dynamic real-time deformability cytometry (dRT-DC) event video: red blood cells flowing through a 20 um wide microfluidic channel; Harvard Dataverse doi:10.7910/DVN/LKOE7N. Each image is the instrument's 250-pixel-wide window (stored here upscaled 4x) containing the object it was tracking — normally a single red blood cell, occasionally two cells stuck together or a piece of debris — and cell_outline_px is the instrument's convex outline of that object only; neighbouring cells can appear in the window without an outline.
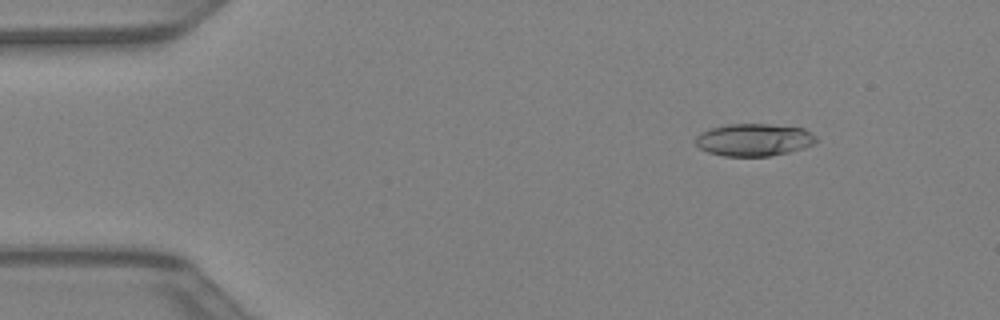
{"species": "Egyptian fruit bat (a non-hibernating species)", "species_latin": "Rousettus aegyptiacus", "temperature_condition": "warm", "stored_images_in_passage": 43, "camera_frame_rate_fps": 3000, "um_per_image_px": 0.085, "animal": {"sex": "female"}, "frame": {"image": 1, "passage_image": 6, "time_ms": 1.667, "image_size_px": [1000, 320], "cell_outline_px": [[816, 140], [812, 144], [804, 148], [788, 152], [768, 156], [724, 156], [708, 152], [700, 148], [696, 144], [696, 136], [712, 128], [728, 124], [768, 124], [804, 128], [812, 132], [816, 136]], "centroid_in_image_um": [64.11, 11.88], "position_along_channel_um": 20.9, "area_um2": 22.6}}
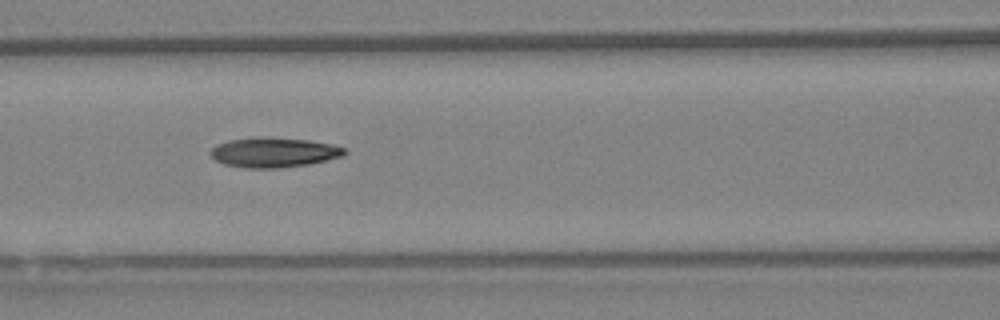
{"frame": {"image": 2, "passage_image": 19, "time_ms": 6.0, "image_size_px": [1000, 320], "cell_outline_px": [[348, 152], [344, 156], [308, 164], [280, 168], [244, 168], [224, 164], [216, 160], [208, 152], [212, 148], [228, 140], [260, 136], [308, 140], [332, 144], [344, 148]], "centroid_in_image_um": [23.28, 12.95], "position_along_channel_um": 143.3, "area_um2": 23.35}}
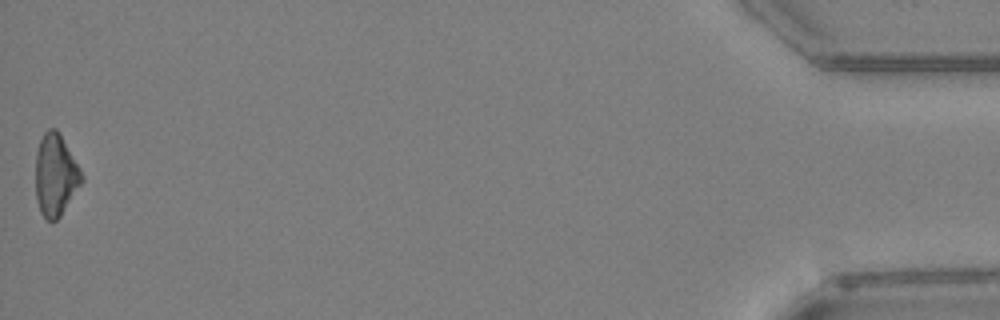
{"frame": {"image": 3, "passage_image": 43, "time_ms": 14.0, "image_size_px": [1000, 320], "cell_outline_px": [[84, 180], [60, 216], [56, 220], [48, 220], [40, 212], [36, 200], [36, 152], [40, 140], [44, 132], [48, 128], [56, 128], [60, 132], [80, 168], [84, 176]], "centroid_in_image_um": [4.73, 14.85], "position_along_channel_um": 430.5, "area_um2": 22.08}}